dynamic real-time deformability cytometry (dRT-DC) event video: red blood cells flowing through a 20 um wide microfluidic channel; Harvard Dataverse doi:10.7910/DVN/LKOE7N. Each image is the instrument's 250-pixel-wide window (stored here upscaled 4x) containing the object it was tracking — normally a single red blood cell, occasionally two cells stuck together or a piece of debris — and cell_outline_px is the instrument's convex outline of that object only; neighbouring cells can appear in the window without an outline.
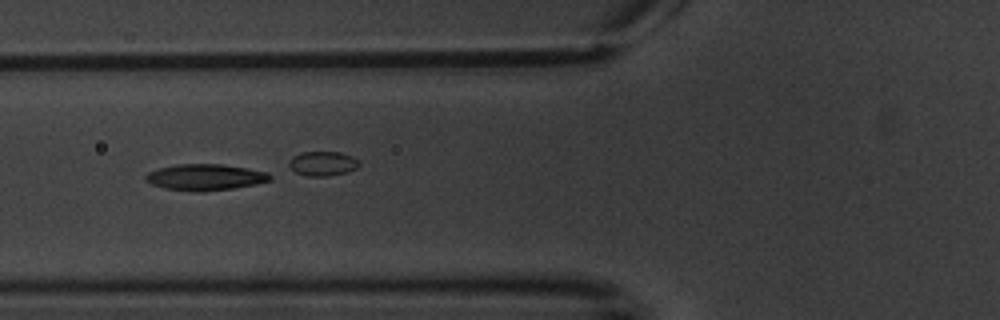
{"species": "common noctule bat (a hibernating species)", "species_latin": "Nyctalus noctula", "temperature_condition": "warm", "stored_images_in_passage": 7, "camera_frame_rate_fps": 3000, "um_per_image_px": 0.085, "animal": {"sex": "male", "body_mass_g": 20.1, "forearm_length_mm": 53.5}, "frame": {"image": 1, "passage_image": 6, "time_ms": 5.667, "image_size_px": [1000, 320], "cell_outline_px": [[272, 180], [256, 184], [232, 188], [204, 192], [196, 192], [164, 188], [152, 184], [144, 180], [144, 176], [148, 172], [160, 168], [176, 164], [220, 164], [248, 168], [268, 172], [272, 176]], "centroid_in_image_um": [17.45, 15.06], "position_along_channel_um": 108.4, "area_um2": 19.13}}